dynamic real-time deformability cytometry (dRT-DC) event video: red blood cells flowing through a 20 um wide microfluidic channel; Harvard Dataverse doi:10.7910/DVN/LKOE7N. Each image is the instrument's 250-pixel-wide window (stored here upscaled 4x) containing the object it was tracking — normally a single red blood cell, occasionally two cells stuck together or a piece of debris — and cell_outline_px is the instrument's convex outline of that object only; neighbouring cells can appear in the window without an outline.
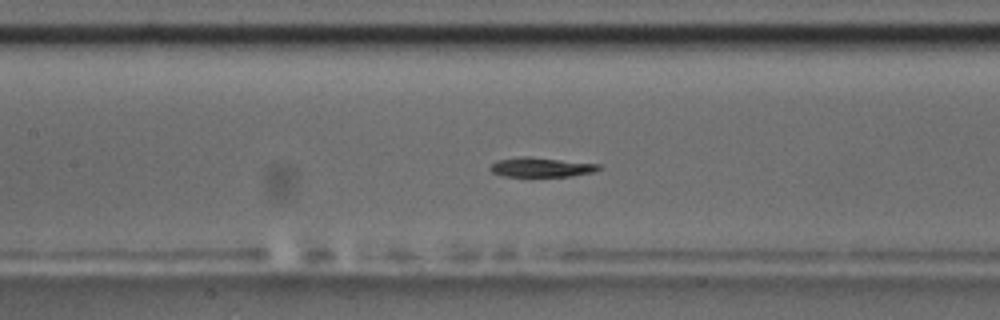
{"species": "common noctule bat (a hibernating species)", "species_latin": "Nyctalus noctula", "temperature_condition": "room temperature", "stored_images_in_passage": 40, "camera_frame_rate_fps": 3000, "um_per_image_px": 0.085, "animal": {"sex": "male", "body_mass_g": 17.5, "forearm_length_mm": 52.3}, "frame": {"image": 1, "passage_image": 10, "time_ms": 3.0, "image_size_px": [1000, 320], "cell_outline_px": [[600, 168], [592, 172], [572, 176], [504, 176], [492, 172], [488, 168], [496, 160], [520, 156], [532, 156], [600, 164]], "centroid_in_image_um": [45.97, 14.2], "position_along_channel_um": 161.4, "area_um2": 12.43}}
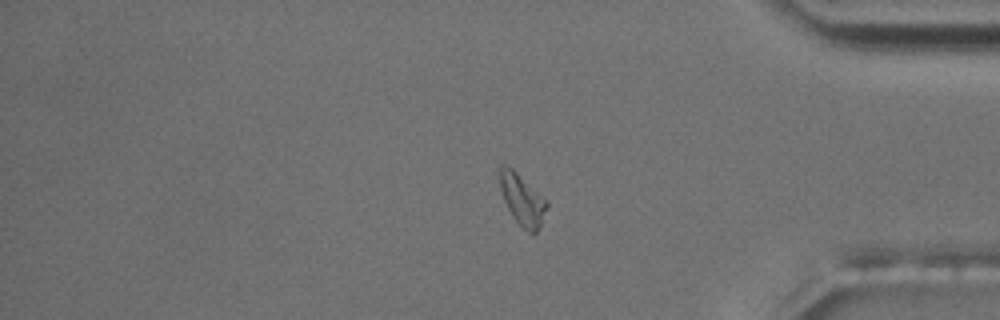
{"frame": {"image": 2, "passage_image": 31, "time_ms": 10.0, "image_size_px": [1000, 320], "cell_outline_px": [[548, 208], [536, 232], [528, 232], [512, 216], [504, 200], [500, 188], [496, 172], [500, 164], [504, 164], [512, 168], [548, 200]], "centroid_in_image_um": [44.35, 16.89], "position_along_channel_um": 390.8, "area_um2": 14.16}}
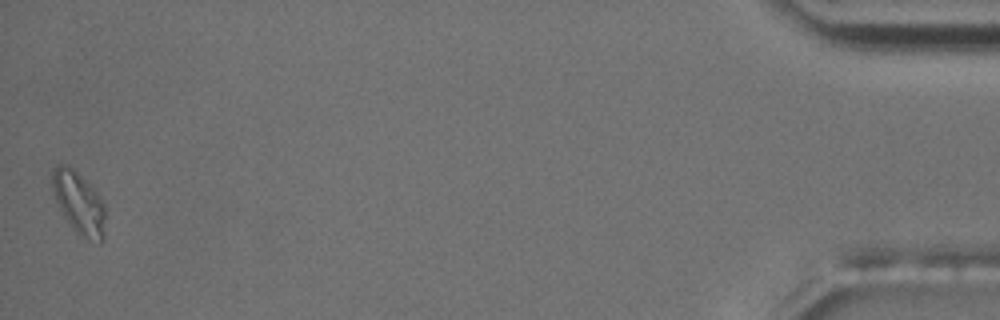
{"frame": {"image": 3, "passage_image": 40, "time_ms": 13.0, "image_size_px": [1000, 320], "cell_outline_px": [[104, 240], [100, 244], [80, 236], [72, 228], [64, 216], [56, 200], [52, 188], [52, 168], [56, 164], [68, 164], [96, 192], [104, 204]], "centroid_in_image_um": [6.69, 17.27], "position_along_channel_um": 428.5, "area_um2": 19.07}, "authors_computed_cell_mechanics": {"area_um2": 13.294, "velocity_mm_per_s": 3.5826, "shape_relaxation_time_tau1_ms": 4.4937, "shape_relaxation_time_tau2_ms": 5.82, "deformation_change_tau1": 0.164, "deformation_change_tau2": 0.0947}}